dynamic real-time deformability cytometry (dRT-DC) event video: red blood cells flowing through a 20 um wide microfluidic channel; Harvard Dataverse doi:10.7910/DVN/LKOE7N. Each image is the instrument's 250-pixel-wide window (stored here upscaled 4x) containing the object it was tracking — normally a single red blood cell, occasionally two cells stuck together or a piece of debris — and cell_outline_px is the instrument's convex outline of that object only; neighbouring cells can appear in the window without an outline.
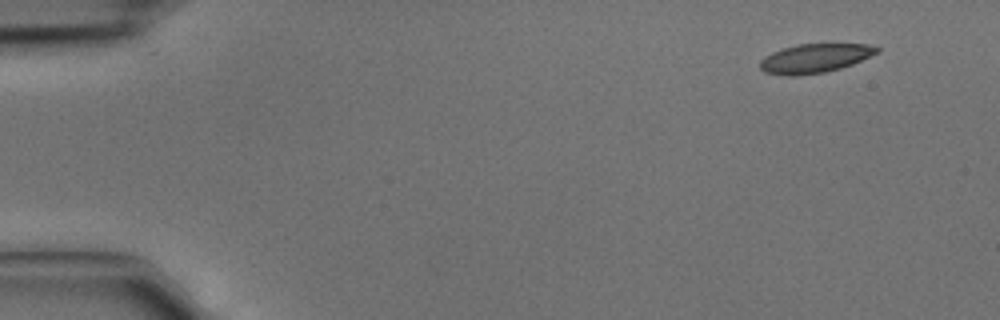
{"species": "common noctule bat (a hibernating species)", "species_latin": "Nyctalus noctula", "temperature_condition": "cold", "stored_images_in_passage": 5, "camera_frame_rate_fps": 3000, "um_per_image_px": 0.085, "animal": {"sex": "male", "body_mass_g": 15.6}, "frame": {"image": 1, "passage_image": 1, "time_ms": 0.0, "image_size_px": [1000, 320], "cell_outline_px": [[880, 52], [852, 64], [840, 68], [824, 72], [796, 76], [788, 76], [764, 72], [760, 68], [760, 60], [764, 56], [780, 48], [796, 44], [868, 44], [880, 48]], "centroid_in_image_um": [69.24, 4.95], "position_along_channel_um": 15.8, "area_um2": 19.88}}
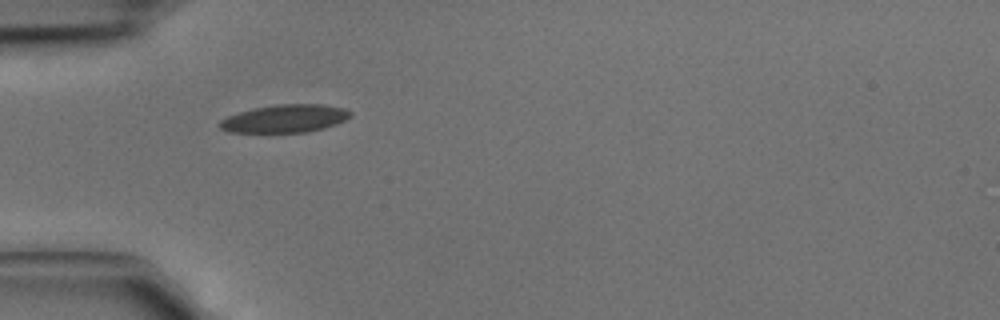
{"frame": {"image": 2, "passage_image": 4, "time_ms": 1.0, "image_size_px": [1000, 320], "cell_outline_px": [[352, 116], [336, 124], [324, 128], [308, 132], [228, 132], [220, 128], [216, 124], [220, 120], [228, 116], [252, 108], [276, 104], [324, 104], [344, 108], [352, 112]], "centroid_in_image_um": [24.22, 10.07], "position_along_channel_um": 60.8, "area_um2": 21.39}}